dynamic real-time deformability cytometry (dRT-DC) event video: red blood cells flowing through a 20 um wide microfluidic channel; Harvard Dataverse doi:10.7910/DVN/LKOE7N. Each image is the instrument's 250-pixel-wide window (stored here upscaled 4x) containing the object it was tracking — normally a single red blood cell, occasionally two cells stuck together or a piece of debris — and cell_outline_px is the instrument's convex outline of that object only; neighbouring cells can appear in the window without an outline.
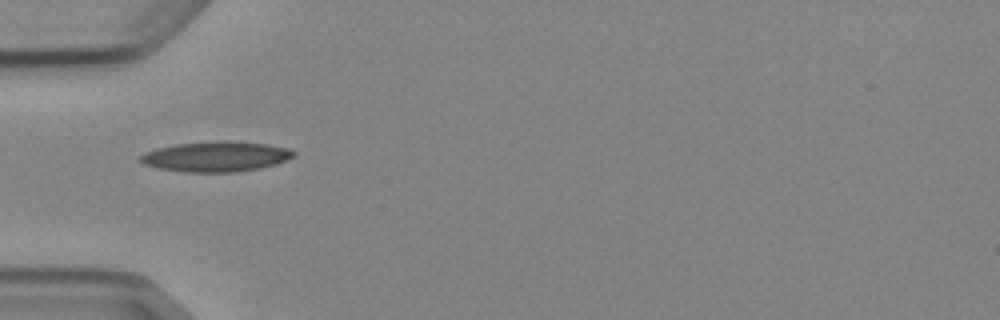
{"species": "Egyptian fruit bat (a non-hibernating species)", "species_latin": "Rousettus aegyptiacus", "temperature_condition": "cold", "stored_images_in_passage": 3, "camera_frame_rate_fps": 3000, "um_per_image_px": 0.085, "animal": {"sex": "female"}, "frame": {"image": 1, "passage_image": 1, "time_ms": 0.0, "image_size_px": [1000, 320], "cell_outline_px": [[296, 156], [276, 164], [260, 168], [236, 172], [184, 172], [156, 168], [144, 164], [140, 160], [140, 156], [156, 148], [176, 144], [268, 144], [288, 148], [296, 152]], "centroid_in_image_um": [18.36, 13.37], "position_along_channel_um": 66.6, "area_um2": 25.72}}
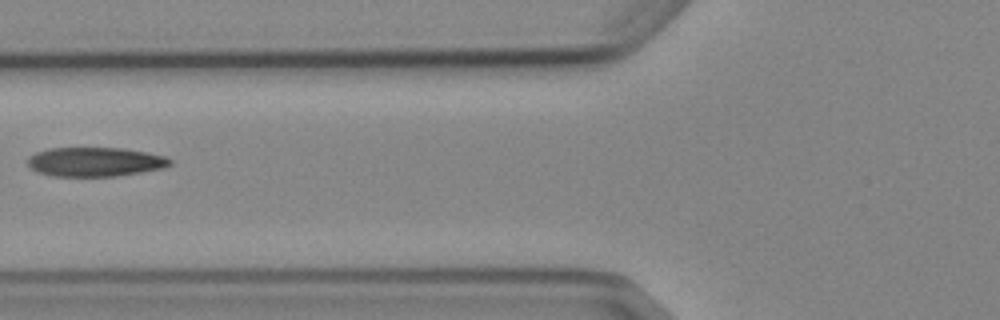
{"frame": {"image": 2, "passage_image": 2, "time_ms": 1.333, "image_size_px": [1000, 320], "cell_outline_px": [[172, 164], [164, 168], [116, 176], [52, 176], [36, 172], [28, 164], [28, 156], [36, 152], [48, 148], [124, 148], [164, 156], [172, 160]], "centroid_in_image_um": [8.06, 13.76], "position_along_channel_um": 117.7, "area_um2": 24.22}}
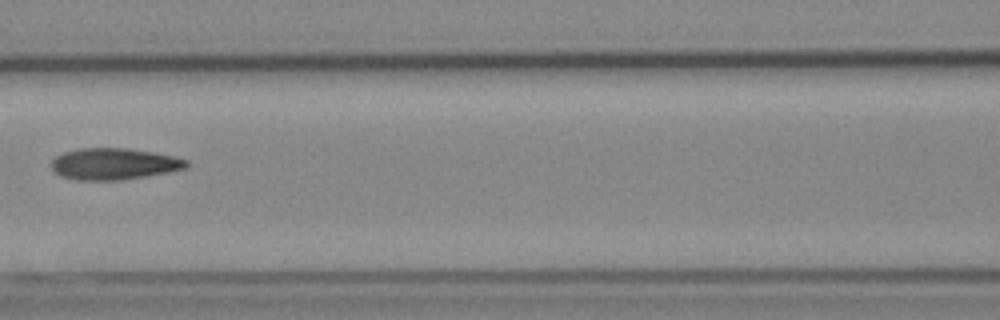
{"frame": {"image": 3, "passage_image": 3, "time_ms": 2.333, "image_size_px": [1000, 320], "cell_outline_px": [[188, 164], [184, 168], [168, 172], [120, 180], [76, 180], [60, 176], [52, 168], [52, 160], [56, 156], [64, 152], [80, 148], [128, 148], [152, 152], [172, 156], [188, 160]], "centroid_in_image_um": [9.65, 13.93], "position_along_channel_um": 156.9, "area_um2": 24.57}}